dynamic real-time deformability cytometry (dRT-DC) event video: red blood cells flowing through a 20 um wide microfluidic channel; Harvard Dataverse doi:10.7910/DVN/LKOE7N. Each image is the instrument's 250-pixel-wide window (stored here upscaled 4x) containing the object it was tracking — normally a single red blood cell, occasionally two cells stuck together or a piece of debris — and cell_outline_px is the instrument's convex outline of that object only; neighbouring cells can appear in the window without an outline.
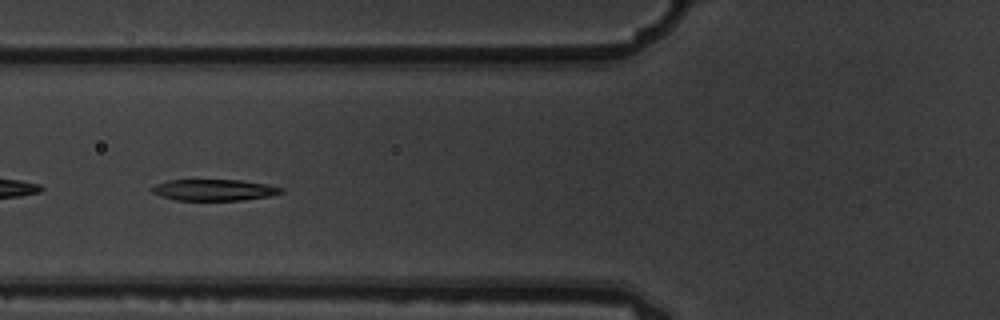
{"species": "common noctule bat (a hibernating species)", "species_latin": "Nyctalus noctula", "temperature_condition": "warm", "stored_images_in_passage": 7, "camera_frame_rate_fps": 3000, "um_per_image_px": 0.085, "animal": {"sex": "male", "body_mass_g": 19.5, "forearm_length_mm": 54.6}, "frame": {"image": 1, "passage_image": 6, "time_ms": 1.667, "image_size_px": [1000, 320], "cell_outline_px": [[284, 192], [268, 196], [244, 200], [176, 200], [160, 196], [152, 192], [152, 188], [156, 184], [168, 180], [240, 180], [268, 184], [284, 188]], "centroid_in_image_um": [18.22, 16.14], "position_along_channel_um": 107.6, "area_um2": 16.01}}
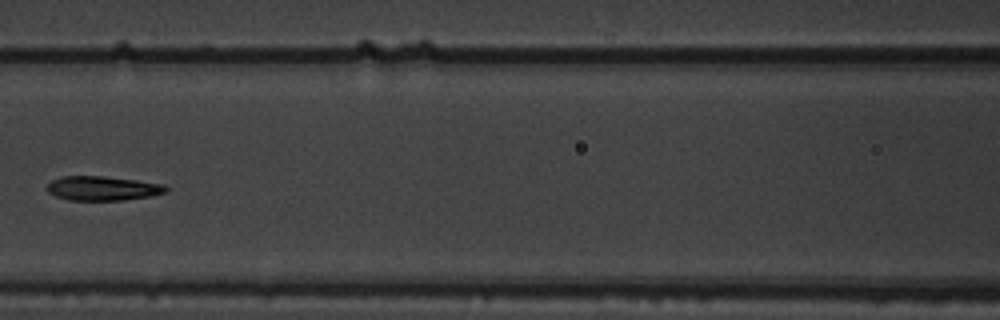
{"frame": {"image": 2, "passage_image": 7, "time_ms": 2.0, "image_size_px": [1000, 320], "cell_outline_px": [[168, 192], [152, 196], [124, 200], [68, 200], [56, 196], [48, 192], [48, 184], [52, 180], [60, 176], [104, 176], [136, 180], [164, 184], [168, 188]], "centroid_in_image_um": [8.76, 16.01], "position_along_channel_um": 157.8, "area_um2": 16.94}}